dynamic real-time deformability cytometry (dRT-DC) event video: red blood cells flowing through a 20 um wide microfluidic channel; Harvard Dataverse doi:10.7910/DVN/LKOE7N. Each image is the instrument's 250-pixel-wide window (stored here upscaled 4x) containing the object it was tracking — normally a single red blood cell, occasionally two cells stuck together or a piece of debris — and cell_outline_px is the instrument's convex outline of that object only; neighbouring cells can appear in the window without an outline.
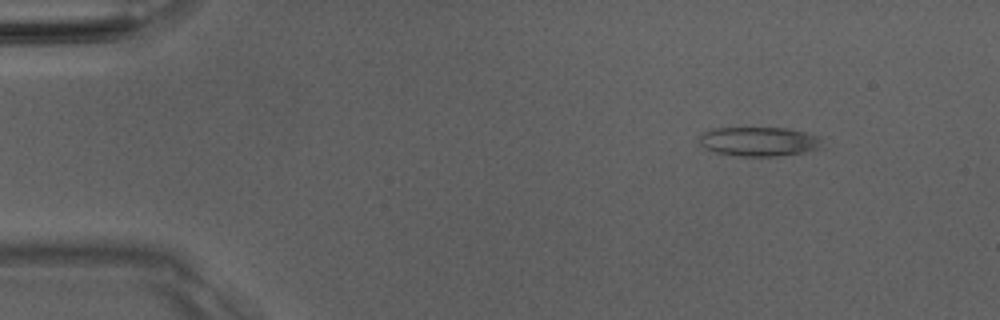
{"species": "Egyptian fruit bat (a non-hibernating species)", "species_latin": "Rousettus aegyptiacus", "temperature_condition": "room temperature", "stored_images_in_passage": 47, "camera_frame_rate_fps": 3000, "um_per_image_px": 0.085, "animal": {"sex": "male"}, "frame": {"image": 1, "passage_image": 3, "time_ms": 0.667, "image_size_px": [1000, 320], "cell_outline_px": [[824, 148], [804, 152], [776, 156], [736, 156], [716, 152], [704, 148], [700, 144], [700, 136], [704, 132], [712, 128], [788, 128], [804, 132], [816, 136], [820, 140]], "centroid_in_image_um": [64.51, 12.03], "position_along_channel_um": 20.5, "area_um2": 20.92}}
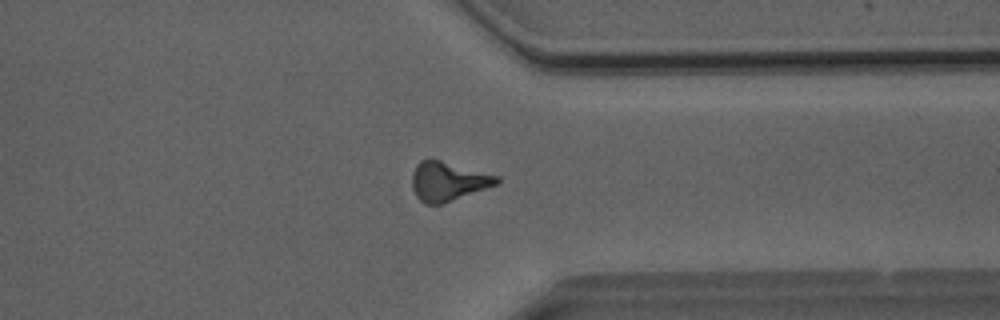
{"frame": {"image": 2, "passage_image": 36, "time_ms": 11.667, "image_size_px": [1000, 320], "cell_outline_px": [[500, 184], [444, 204], [424, 204], [416, 196], [412, 188], [412, 172], [416, 164], [420, 160], [440, 160], [500, 176]], "centroid_in_image_um": [38.11, 15.43], "position_along_channel_um": 373.3, "area_um2": 19.59}}
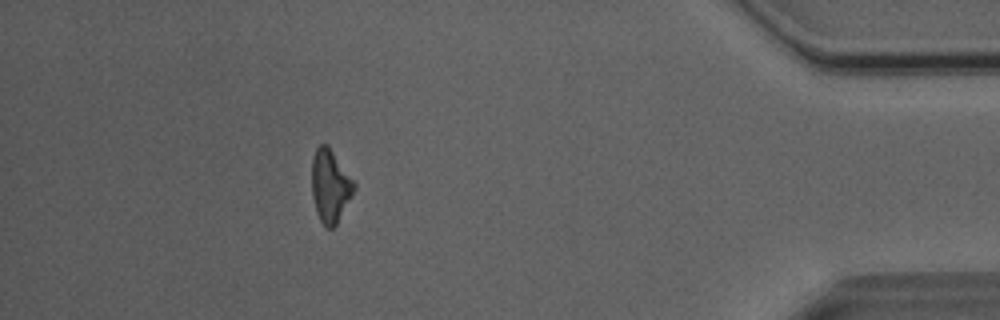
{"frame": {"image": 3, "passage_image": 42, "time_ms": 13.667, "image_size_px": [1000, 320], "cell_outline_px": [[356, 188], [352, 196], [336, 224], [332, 228], [324, 228], [316, 212], [312, 196], [312, 160], [316, 148], [320, 144], [328, 144], [356, 184]], "centroid_in_image_um": [28.06, 15.81], "position_along_channel_um": 407.1, "area_um2": 17.98}}